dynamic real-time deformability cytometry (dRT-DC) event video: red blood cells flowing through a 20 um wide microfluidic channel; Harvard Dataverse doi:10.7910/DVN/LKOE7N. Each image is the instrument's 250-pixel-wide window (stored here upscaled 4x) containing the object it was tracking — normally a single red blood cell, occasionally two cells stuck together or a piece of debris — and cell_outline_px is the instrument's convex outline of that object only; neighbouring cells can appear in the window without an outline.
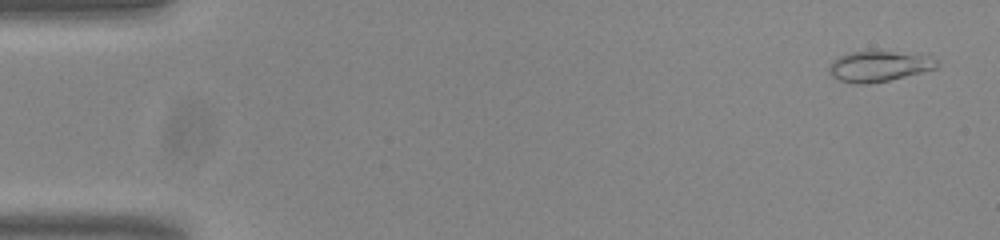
{"species": "common noctule bat (a hibernating species)", "species_latin": "Nyctalus noctula", "temperature_condition": "room temperature", "stored_images_in_passage": 53, "camera_frame_rate_fps": 3000, "um_per_image_px": 0.085, "animal": {"sex": "male", "body_mass_g": 20.0, "forearm_length_mm": 53.3}, "frame": {"image": 1, "passage_image": 2, "time_ms": 0.333, "image_size_px": [1000, 240], "cell_outline_px": [[940, 64], [936, 68], [888, 80], [868, 84], [856, 84], [840, 80], [832, 76], [828, 72], [828, 68], [832, 60], [848, 52], [892, 52], [924, 56], [936, 60]], "centroid_in_image_um": [74.63, 5.65], "position_along_channel_um": 10.4, "area_um2": 18.67}}
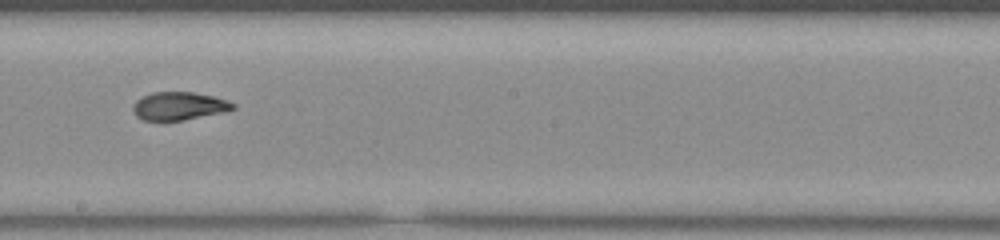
{"frame": {"image": 2, "passage_image": 30, "time_ms": 9.667, "image_size_px": [1000, 240], "cell_outline_px": [[236, 108], [224, 112], [184, 120], [144, 120], [136, 116], [132, 108], [132, 104], [136, 100], [152, 92], [192, 92], [212, 96], [236, 104]], "centroid_in_image_um": [15.2, 9.01], "position_along_channel_um": 233.0, "area_um2": 16.24}}
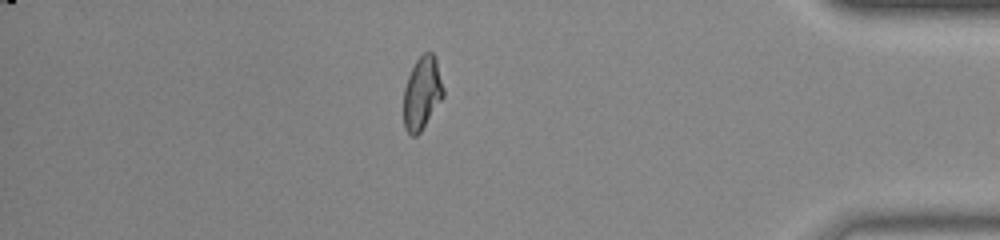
{"frame": {"image": 3, "passage_image": 46, "time_ms": 15.0, "image_size_px": [1000, 240], "cell_outline_px": [[444, 96], [420, 132], [416, 136], [412, 136], [404, 128], [404, 88], [408, 76], [416, 60], [424, 52], [432, 52], [436, 56], [444, 88]], "centroid_in_image_um": [35.89, 7.89], "position_along_channel_um": 399.3, "area_um2": 16.94}, "authors_computed_cell_mechanics": {"area_um2": 17.2244, "velocity_mm_per_s": 3.8326, "shape_relaxation_time_tau1_ms": null, "shape_relaxation_time_tau2_ms": 1.7263, "deformation_change_tau1": null, "deformation_change_tau2": 0.0566}}